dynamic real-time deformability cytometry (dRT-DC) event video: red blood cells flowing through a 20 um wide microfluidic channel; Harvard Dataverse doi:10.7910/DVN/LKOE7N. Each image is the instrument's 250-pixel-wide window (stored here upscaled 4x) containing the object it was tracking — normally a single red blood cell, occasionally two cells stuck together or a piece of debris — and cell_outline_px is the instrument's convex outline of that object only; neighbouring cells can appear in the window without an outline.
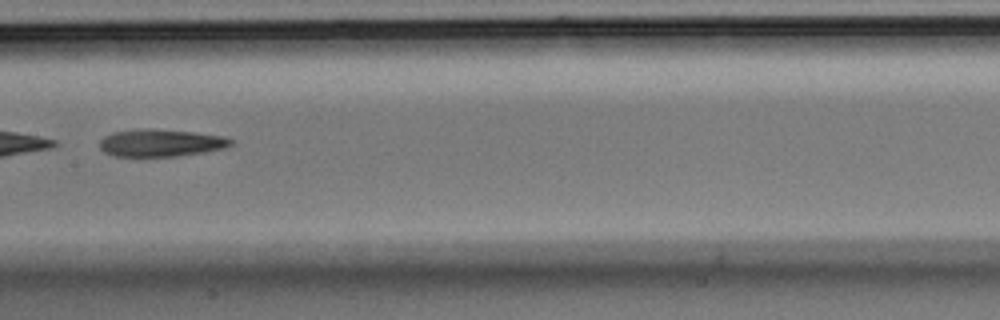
{"species": "Egyptian fruit bat (a non-hibernating species)", "species_latin": "Rousettus aegyptiacus", "temperature_condition": "room temperature", "stored_images_in_passage": 20, "camera_frame_rate_fps": 3000, "um_per_image_px": 0.085, "animal": {"sex": "male"}, "frame": {"image": 1, "passage_image": 15, "time_ms": 4.667, "image_size_px": [1000, 320], "cell_outline_px": [[236, 144], [224, 148], [204, 152], [176, 156], [116, 156], [104, 152], [100, 148], [100, 140], [104, 136], [112, 132], [144, 128], [148, 128], [192, 132], [224, 136], [232, 140]], "centroid_in_image_um": [13.68, 12.14], "position_along_channel_um": 193.7, "area_um2": 20.92}}